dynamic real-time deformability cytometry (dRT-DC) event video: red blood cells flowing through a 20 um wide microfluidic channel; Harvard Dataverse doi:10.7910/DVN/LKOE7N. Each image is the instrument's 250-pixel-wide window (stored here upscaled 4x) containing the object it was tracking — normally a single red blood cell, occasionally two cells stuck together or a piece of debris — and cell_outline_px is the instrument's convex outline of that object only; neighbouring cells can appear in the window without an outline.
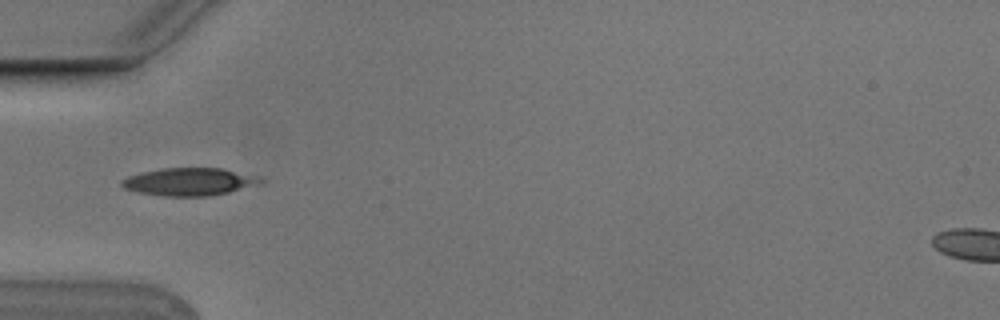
{"species": "Egyptian fruit bat (a non-hibernating species)", "species_latin": "Rousettus aegyptiacus", "temperature_condition": "cold", "stored_images_in_passage": 9, "camera_frame_rate_fps": 3000, "um_per_image_px": 0.085, "animal": {"sex": "male"}, "frame": {"image": 1, "passage_image": 5, "time_ms": 1.333, "image_size_px": [1000, 320], "cell_outline_px": [[264, 184], [228, 192], [208, 196], [164, 196], [136, 192], [124, 188], [120, 184], [120, 180], [128, 176], [144, 172], [164, 168], [220, 168], [264, 180]], "centroid_in_image_um": [16.04, 15.46], "position_along_channel_um": 69.0, "area_um2": 22.08}}